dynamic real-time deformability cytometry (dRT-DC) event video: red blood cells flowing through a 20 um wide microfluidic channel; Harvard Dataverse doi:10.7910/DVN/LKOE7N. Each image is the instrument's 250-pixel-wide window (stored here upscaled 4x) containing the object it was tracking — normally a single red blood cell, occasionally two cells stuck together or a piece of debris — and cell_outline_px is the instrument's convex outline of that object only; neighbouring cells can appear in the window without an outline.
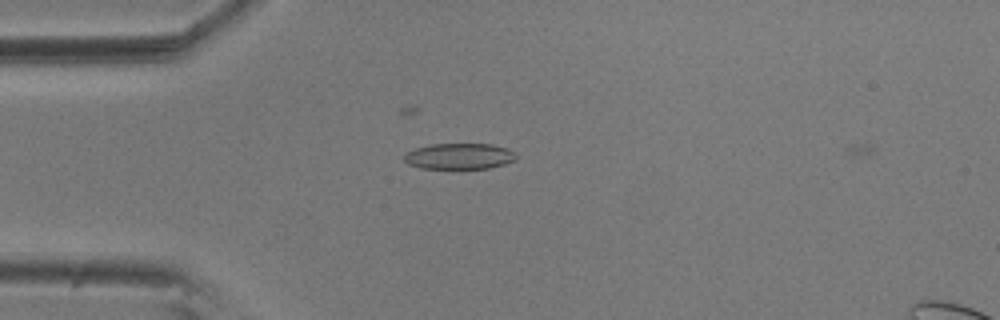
{"species": "common noctule bat (a hibernating species)", "species_latin": "Nyctalus noctula", "temperature_condition": "room temperature", "stored_images_in_passage": 8, "camera_frame_rate_fps": 3000, "um_per_image_px": 0.085, "animal": {"sex": "male", "body_mass_g": 20.5, "forearm_length_mm": 52.5}, "frame": {"image": 1, "passage_image": 7, "time_ms": 2.0, "image_size_px": [1000, 320], "cell_outline_px": [[516, 160], [504, 164], [488, 168], [420, 168], [408, 164], [404, 160], [404, 156], [408, 152], [416, 148], [432, 144], [492, 144], [508, 148], [516, 152]], "centroid_in_image_um": [39.08, 13.27], "position_along_channel_um": 45.9, "area_um2": 16.88}}